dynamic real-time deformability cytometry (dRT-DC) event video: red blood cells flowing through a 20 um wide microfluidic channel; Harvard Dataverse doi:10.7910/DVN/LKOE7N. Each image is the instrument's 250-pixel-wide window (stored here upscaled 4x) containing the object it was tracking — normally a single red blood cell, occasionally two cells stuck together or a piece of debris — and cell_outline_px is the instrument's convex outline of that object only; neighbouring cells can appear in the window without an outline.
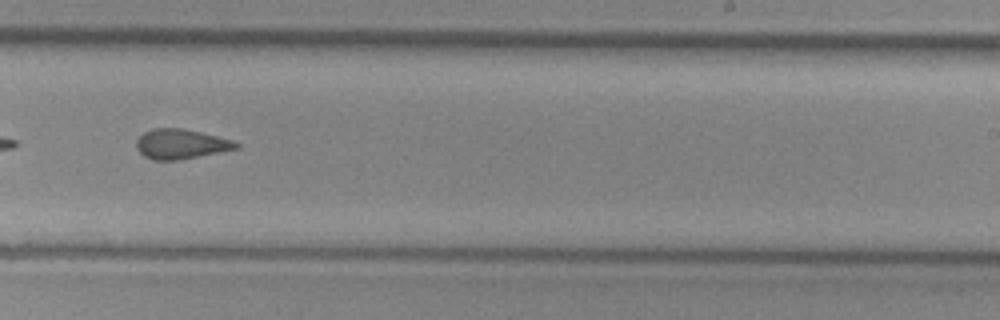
{"species": "common noctule bat (a hibernating species)", "species_latin": "Nyctalus noctula", "temperature_condition": "cold", "stored_images_in_passage": 43, "camera_frame_rate_fps": 3000, "um_per_image_px": 0.085, "animal": {"sex": "female", "body_mass_g": 29.2, "forearm_length_mm": 56.3}, "frame": {"image": 1, "passage_image": 25, "time_ms": 8.0, "image_size_px": [1000, 320], "cell_outline_px": [[240, 148], [180, 160], [152, 160], [144, 156], [136, 148], [136, 140], [144, 132], [152, 128], [184, 128], [232, 140], [240, 144]], "centroid_in_image_um": [15.36, 12.24], "position_along_channel_um": 273.6, "area_um2": 17.4}}
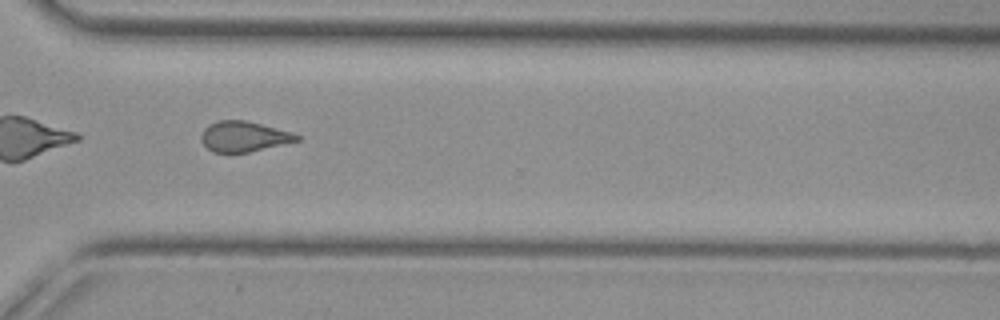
{"frame": {"image": 2, "passage_image": 31, "time_ms": 10.0, "image_size_px": [1000, 320], "cell_outline_px": [[300, 140], [248, 152], [212, 152], [200, 140], [200, 136], [204, 128], [208, 124], [220, 120], [244, 120], [292, 132], [300, 136]], "centroid_in_image_um": [20.69, 11.6], "position_along_channel_um": 349.9, "area_um2": 16.76}}